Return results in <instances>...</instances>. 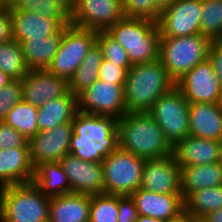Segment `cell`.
<instances>
[{"label": "cell", "mask_w": 222, "mask_h": 222, "mask_svg": "<svg viewBox=\"0 0 222 222\" xmlns=\"http://www.w3.org/2000/svg\"><path fill=\"white\" fill-rule=\"evenodd\" d=\"M119 148L144 160L158 159L173 153L160 126L147 112H128L118 119Z\"/></svg>", "instance_id": "6da1fadb"}, {"label": "cell", "mask_w": 222, "mask_h": 222, "mask_svg": "<svg viewBox=\"0 0 222 222\" xmlns=\"http://www.w3.org/2000/svg\"><path fill=\"white\" fill-rule=\"evenodd\" d=\"M173 86L175 82L168 76L159 58L132 65L124 84L126 112H147Z\"/></svg>", "instance_id": "7a4b0ae2"}, {"label": "cell", "mask_w": 222, "mask_h": 222, "mask_svg": "<svg viewBox=\"0 0 222 222\" xmlns=\"http://www.w3.org/2000/svg\"><path fill=\"white\" fill-rule=\"evenodd\" d=\"M106 32L125 49L131 65L159 58L160 32L152 20L123 17Z\"/></svg>", "instance_id": "3957f363"}, {"label": "cell", "mask_w": 222, "mask_h": 222, "mask_svg": "<svg viewBox=\"0 0 222 222\" xmlns=\"http://www.w3.org/2000/svg\"><path fill=\"white\" fill-rule=\"evenodd\" d=\"M50 200L33 182L0 188V222H49Z\"/></svg>", "instance_id": "277c9868"}, {"label": "cell", "mask_w": 222, "mask_h": 222, "mask_svg": "<svg viewBox=\"0 0 222 222\" xmlns=\"http://www.w3.org/2000/svg\"><path fill=\"white\" fill-rule=\"evenodd\" d=\"M210 42L207 36L201 34L160 38L159 59L168 76L177 82L197 64L205 61L208 58Z\"/></svg>", "instance_id": "5b68a950"}, {"label": "cell", "mask_w": 222, "mask_h": 222, "mask_svg": "<svg viewBox=\"0 0 222 222\" xmlns=\"http://www.w3.org/2000/svg\"><path fill=\"white\" fill-rule=\"evenodd\" d=\"M145 160L131 152L117 148L102 162L104 193L132 195L142 182Z\"/></svg>", "instance_id": "8992f818"}, {"label": "cell", "mask_w": 222, "mask_h": 222, "mask_svg": "<svg viewBox=\"0 0 222 222\" xmlns=\"http://www.w3.org/2000/svg\"><path fill=\"white\" fill-rule=\"evenodd\" d=\"M147 113L172 146L189 135V102L176 86L160 96Z\"/></svg>", "instance_id": "52a82bcc"}, {"label": "cell", "mask_w": 222, "mask_h": 222, "mask_svg": "<svg viewBox=\"0 0 222 222\" xmlns=\"http://www.w3.org/2000/svg\"><path fill=\"white\" fill-rule=\"evenodd\" d=\"M97 35V31L67 24L57 53L47 70L69 81L97 42Z\"/></svg>", "instance_id": "ba28073f"}, {"label": "cell", "mask_w": 222, "mask_h": 222, "mask_svg": "<svg viewBox=\"0 0 222 222\" xmlns=\"http://www.w3.org/2000/svg\"><path fill=\"white\" fill-rule=\"evenodd\" d=\"M78 111L87 114L113 116L117 120L127 114L124 84L98 79L77 96Z\"/></svg>", "instance_id": "9c48e42d"}, {"label": "cell", "mask_w": 222, "mask_h": 222, "mask_svg": "<svg viewBox=\"0 0 222 222\" xmlns=\"http://www.w3.org/2000/svg\"><path fill=\"white\" fill-rule=\"evenodd\" d=\"M203 0H178L163 9L156 22L160 38L200 34Z\"/></svg>", "instance_id": "30bf717a"}, {"label": "cell", "mask_w": 222, "mask_h": 222, "mask_svg": "<svg viewBox=\"0 0 222 222\" xmlns=\"http://www.w3.org/2000/svg\"><path fill=\"white\" fill-rule=\"evenodd\" d=\"M124 17L122 0H76L70 24L94 31H107Z\"/></svg>", "instance_id": "8fae6325"}, {"label": "cell", "mask_w": 222, "mask_h": 222, "mask_svg": "<svg viewBox=\"0 0 222 222\" xmlns=\"http://www.w3.org/2000/svg\"><path fill=\"white\" fill-rule=\"evenodd\" d=\"M175 86L190 103H218L222 85L208 58L183 75Z\"/></svg>", "instance_id": "7c38bea8"}, {"label": "cell", "mask_w": 222, "mask_h": 222, "mask_svg": "<svg viewBox=\"0 0 222 222\" xmlns=\"http://www.w3.org/2000/svg\"><path fill=\"white\" fill-rule=\"evenodd\" d=\"M72 134V122H67L50 130L39 131L32 137L28 143L34 168L42 163L60 162L69 154Z\"/></svg>", "instance_id": "4fadbf2b"}, {"label": "cell", "mask_w": 222, "mask_h": 222, "mask_svg": "<svg viewBox=\"0 0 222 222\" xmlns=\"http://www.w3.org/2000/svg\"><path fill=\"white\" fill-rule=\"evenodd\" d=\"M118 120L113 116L77 112L72 120L71 141L96 140L111 153L119 147Z\"/></svg>", "instance_id": "5bb4252c"}, {"label": "cell", "mask_w": 222, "mask_h": 222, "mask_svg": "<svg viewBox=\"0 0 222 222\" xmlns=\"http://www.w3.org/2000/svg\"><path fill=\"white\" fill-rule=\"evenodd\" d=\"M140 188L160 194H182L180 167L174 155L145 160Z\"/></svg>", "instance_id": "9a60e30c"}, {"label": "cell", "mask_w": 222, "mask_h": 222, "mask_svg": "<svg viewBox=\"0 0 222 222\" xmlns=\"http://www.w3.org/2000/svg\"><path fill=\"white\" fill-rule=\"evenodd\" d=\"M21 83L23 101L37 108L69 92L68 80L51 74L47 69L29 70Z\"/></svg>", "instance_id": "2e32d148"}, {"label": "cell", "mask_w": 222, "mask_h": 222, "mask_svg": "<svg viewBox=\"0 0 222 222\" xmlns=\"http://www.w3.org/2000/svg\"><path fill=\"white\" fill-rule=\"evenodd\" d=\"M60 164L65 171L71 193L102 194L104 193L102 163L83 161L72 154L65 155Z\"/></svg>", "instance_id": "e0dca14e"}, {"label": "cell", "mask_w": 222, "mask_h": 222, "mask_svg": "<svg viewBox=\"0 0 222 222\" xmlns=\"http://www.w3.org/2000/svg\"><path fill=\"white\" fill-rule=\"evenodd\" d=\"M9 10L13 40L19 44L28 40L43 39L57 33L64 25L70 24L68 18H50L20 9Z\"/></svg>", "instance_id": "ac0fdd59"}, {"label": "cell", "mask_w": 222, "mask_h": 222, "mask_svg": "<svg viewBox=\"0 0 222 222\" xmlns=\"http://www.w3.org/2000/svg\"><path fill=\"white\" fill-rule=\"evenodd\" d=\"M131 196L139 215L171 221L184 213L182 194H160L139 188Z\"/></svg>", "instance_id": "d6986e66"}, {"label": "cell", "mask_w": 222, "mask_h": 222, "mask_svg": "<svg viewBox=\"0 0 222 222\" xmlns=\"http://www.w3.org/2000/svg\"><path fill=\"white\" fill-rule=\"evenodd\" d=\"M34 175L29 147L0 150V188L33 182Z\"/></svg>", "instance_id": "ffe728a7"}, {"label": "cell", "mask_w": 222, "mask_h": 222, "mask_svg": "<svg viewBox=\"0 0 222 222\" xmlns=\"http://www.w3.org/2000/svg\"><path fill=\"white\" fill-rule=\"evenodd\" d=\"M189 135L222 141V109L218 103L189 104Z\"/></svg>", "instance_id": "44dd1931"}, {"label": "cell", "mask_w": 222, "mask_h": 222, "mask_svg": "<svg viewBox=\"0 0 222 222\" xmlns=\"http://www.w3.org/2000/svg\"><path fill=\"white\" fill-rule=\"evenodd\" d=\"M221 141L188 135L173 146V155L180 168L218 162Z\"/></svg>", "instance_id": "7402d4cb"}, {"label": "cell", "mask_w": 222, "mask_h": 222, "mask_svg": "<svg viewBox=\"0 0 222 222\" xmlns=\"http://www.w3.org/2000/svg\"><path fill=\"white\" fill-rule=\"evenodd\" d=\"M91 195L70 193L51 197L49 222H89Z\"/></svg>", "instance_id": "603a6c76"}, {"label": "cell", "mask_w": 222, "mask_h": 222, "mask_svg": "<svg viewBox=\"0 0 222 222\" xmlns=\"http://www.w3.org/2000/svg\"><path fill=\"white\" fill-rule=\"evenodd\" d=\"M77 112V96L69 91L66 95L47 101L38 108V129L39 131L50 130L58 125L72 122Z\"/></svg>", "instance_id": "cb8c5ba5"}, {"label": "cell", "mask_w": 222, "mask_h": 222, "mask_svg": "<svg viewBox=\"0 0 222 222\" xmlns=\"http://www.w3.org/2000/svg\"><path fill=\"white\" fill-rule=\"evenodd\" d=\"M65 30L66 25L57 33L48 35L43 39H33L20 43L29 70H42L49 67L57 53Z\"/></svg>", "instance_id": "d4e9b609"}, {"label": "cell", "mask_w": 222, "mask_h": 222, "mask_svg": "<svg viewBox=\"0 0 222 222\" xmlns=\"http://www.w3.org/2000/svg\"><path fill=\"white\" fill-rule=\"evenodd\" d=\"M181 193L185 200L193 191L222 185V167L218 162L180 168Z\"/></svg>", "instance_id": "484cf974"}, {"label": "cell", "mask_w": 222, "mask_h": 222, "mask_svg": "<svg viewBox=\"0 0 222 222\" xmlns=\"http://www.w3.org/2000/svg\"><path fill=\"white\" fill-rule=\"evenodd\" d=\"M33 183L50 198L71 193V186L60 162L38 165L35 168Z\"/></svg>", "instance_id": "4316f807"}, {"label": "cell", "mask_w": 222, "mask_h": 222, "mask_svg": "<svg viewBox=\"0 0 222 222\" xmlns=\"http://www.w3.org/2000/svg\"><path fill=\"white\" fill-rule=\"evenodd\" d=\"M103 60V52L96 42L85 56L79 68L69 79V91L78 96L99 79V71Z\"/></svg>", "instance_id": "83f0119b"}, {"label": "cell", "mask_w": 222, "mask_h": 222, "mask_svg": "<svg viewBox=\"0 0 222 222\" xmlns=\"http://www.w3.org/2000/svg\"><path fill=\"white\" fill-rule=\"evenodd\" d=\"M222 207V185L193 191L184 200V212L198 221Z\"/></svg>", "instance_id": "f1b7e54d"}, {"label": "cell", "mask_w": 222, "mask_h": 222, "mask_svg": "<svg viewBox=\"0 0 222 222\" xmlns=\"http://www.w3.org/2000/svg\"><path fill=\"white\" fill-rule=\"evenodd\" d=\"M37 115L38 108L22 100L8 112L3 122L30 140L39 132Z\"/></svg>", "instance_id": "f546056e"}, {"label": "cell", "mask_w": 222, "mask_h": 222, "mask_svg": "<svg viewBox=\"0 0 222 222\" xmlns=\"http://www.w3.org/2000/svg\"><path fill=\"white\" fill-rule=\"evenodd\" d=\"M0 70L12 80H22L28 74L29 68L17 41L0 43Z\"/></svg>", "instance_id": "4dcf8cb0"}, {"label": "cell", "mask_w": 222, "mask_h": 222, "mask_svg": "<svg viewBox=\"0 0 222 222\" xmlns=\"http://www.w3.org/2000/svg\"><path fill=\"white\" fill-rule=\"evenodd\" d=\"M200 34L210 40L222 39V0H203Z\"/></svg>", "instance_id": "1f68e13d"}, {"label": "cell", "mask_w": 222, "mask_h": 222, "mask_svg": "<svg viewBox=\"0 0 222 222\" xmlns=\"http://www.w3.org/2000/svg\"><path fill=\"white\" fill-rule=\"evenodd\" d=\"M10 9H20L50 18L71 19V9L61 0H18Z\"/></svg>", "instance_id": "d6a6232c"}, {"label": "cell", "mask_w": 222, "mask_h": 222, "mask_svg": "<svg viewBox=\"0 0 222 222\" xmlns=\"http://www.w3.org/2000/svg\"><path fill=\"white\" fill-rule=\"evenodd\" d=\"M118 195L94 194L91 195L89 222H117Z\"/></svg>", "instance_id": "836d02e7"}, {"label": "cell", "mask_w": 222, "mask_h": 222, "mask_svg": "<svg viewBox=\"0 0 222 222\" xmlns=\"http://www.w3.org/2000/svg\"><path fill=\"white\" fill-rule=\"evenodd\" d=\"M97 43L102 49L103 59L110 63H114L119 67H123L127 71L132 67L125 49L122 48L106 31L98 32Z\"/></svg>", "instance_id": "e575fe53"}, {"label": "cell", "mask_w": 222, "mask_h": 222, "mask_svg": "<svg viewBox=\"0 0 222 222\" xmlns=\"http://www.w3.org/2000/svg\"><path fill=\"white\" fill-rule=\"evenodd\" d=\"M69 154L80 158L83 161L102 163L110 152L96 140L70 141Z\"/></svg>", "instance_id": "d590c367"}, {"label": "cell", "mask_w": 222, "mask_h": 222, "mask_svg": "<svg viewBox=\"0 0 222 222\" xmlns=\"http://www.w3.org/2000/svg\"><path fill=\"white\" fill-rule=\"evenodd\" d=\"M124 17L143 18L157 22L161 10L155 0H122Z\"/></svg>", "instance_id": "8d00e7d4"}, {"label": "cell", "mask_w": 222, "mask_h": 222, "mask_svg": "<svg viewBox=\"0 0 222 222\" xmlns=\"http://www.w3.org/2000/svg\"><path fill=\"white\" fill-rule=\"evenodd\" d=\"M23 100L21 80H11L0 88V121L11 109Z\"/></svg>", "instance_id": "74e56055"}, {"label": "cell", "mask_w": 222, "mask_h": 222, "mask_svg": "<svg viewBox=\"0 0 222 222\" xmlns=\"http://www.w3.org/2000/svg\"><path fill=\"white\" fill-rule=\"evenodd\" d=\"M29 140L20 132L0 121V150L7 148L29 147Z\"/></svg>", "instance_id": "f35d334b"}, {"label": "cell", "mask_w": 222, "mask_h": 222, "mask_svg": "<svg viewBox=\"0 0 222 222\" xmlns=\"http://www.w3.org/2000/svg\"><path fill=\"white\" fill-rule=\"evenodd\" d=\"M127 77V70L123 67H119L114 63H110L105 59L102 60L99 79L108 81L114 84H125Z\"/></svg>", "instance_id": "ab89813d"}, {"label": "cell", "mask_w": 222, "mask_h": 222, "mask_svg": "<svg viewBox=\"0 0 222 222\" xmlns=\"http://www.w3.org/2000/svg\"><path fill=\"white\" fill-rule=\"evenodd\" d=\"M139 213L135 200L131 195H118V221L117 222H136Z\"/></svg>", "instance_id": "60d3db41"}, {"label": "cell", "mask_w": 222, "mask_h": 222, "mask_svg": "<svg viewBox=\"0 0 222 222\" xmlns=\"http://www.w3.org/2000/svg\"><path fill=\"white\" fill-rule=\"evenodd\" d=\"M208 60L211 62L216 77L222 85V40H211L208 49Z\"/></svg>", "instance_id": "b9f144b4"}, {"label": "cell", "mask_w": 222, "mask_h": 222, "mask_svg": "<svg viewBox=\"0 0 222 222\" xmlns=\"http://www.w3.org/2000/svg\"><path fill=\"white\" fill-rule=\"evenodd\" d=\"M13 39L11 13L9 8L0 10V43Z\"/></svg>", "instance_id": "7bdbcfd3"}, {"label": "cell", "mask_w": 222, "mask_h": 222, "mask_svg": "<svg viewBox=\"0 0 222 222\" xmlns=\"http://www.w3.org/2000/svg\"><path fill=\"white\" fill-rule=\"evenodd\" d=\"M200 222H222V207L208 214Z\"/></svg>", "instance_id": "ee69618b"}, {"label": "cell", "mask_w": 222, "mask_h": 222, "mask_svg": "<svg viewBox=\"0 0 222 222\" xmlns=\"http://www.w3.org/2000/svg\"><path fill=\"white\" fill-rule=\"evenodd\" d=\"M167 222H200V221L196 220L195 218L191 217L190 215L184 212L178 218Z\"/></svg>", "instance_id": "f6af8a7d"}, {"label": "cell", "mask_w": 222, "mask_h": 222, "mask_svg": "<svg viewBox=\"0 0 222 222\" xmlns=\"http://www.w3.org/2000/svg\"><path fill=\"white\" fill-rule=\"evenodd\" d=\"M157 7L162 11L163 9L173 5L178 0H155Z\"/></svg>", "instance_id": "bcb514c9"}, {"label": "cell", "mask_w": 222, "mask_h": 222, "mask_svg": "<svg viewBox=\"0 0 222 222\" xmlns=\"http://www.w3.org/2000/svg\"><path fill=\"white\" fill-rule=\"evenodd\" d=\"M136 222H167V221L151 218L149 216L139 215Z\"/></svg>", "instance_id": "7dc6e473"}, {"label": "cell", "mask_w": 222, "mask_h": 222, "mask_svg": "<svg viewBox=\"0 0 222 222\" xmlns=\"http://www.w3.org/2000/svg\"><path fill=\"white\" fill-rule=\"evenodd\" d=\"M12 79H10L6 74H4L1 70H0V88H2L3 86H5L7 83H9Z\"/></svg>", "instance_id": "c3c4849f"}, {"label": "cell", "mask_w": 222, "mask_h": 222, "mask_svg": "<svg viewBox=\"0 0 222 222\" xmlns=\"http://www.w3.org/2000/svg\"><path fill=\"white\" fill-rule=\"evenodd\" d=\"M64 2L70 9H72L75 5L76 0H61Z\"/></svg>", "instance_id": "681fc988"}, {"label": "cell", "mask_w": 222, "mask_h": 222, "mask_svg": "<svg viewBox=\"0 0 222 222\" xmlns=\"http://www.w3.org/2000/svg\"><path fill=\"white\" fill-rule=\"evenodd\" d=\"M218 154H219L218 163H219V165L222 167V141H221L220 144H219Z\"/></svg>", "instance_id": "f907efd6"}, {"label": "cell", "mask_w": 222, "mask_h": 222, "mask_svg": "<svg viewBox=\"0 0 222 222\" xmlns=\"http://www.w3.org/2000/svg\"><path fill=\"white\" fill-rule=\"evenodd\" d=\"M6 1V8H11L18 0H5Z\"/></svg>", "instance_id": "816d5d0a"}, {"label": "cell", "mask_w": 222, "mask_h": 222, "mask_svg": "<svg viewBox=\"0 0 222 222\" xmlns=\"http://www.w3.org/2000/svg\"><path fill=\"white\" fill-rule=\"evenodd\" d=\"M6 8V1L5 0H0V10Z\"/></svg>", "instance_id": "f5cc1de1"}, {"label": "cell", "mask_w": 222, "mask_h": 222, "mask_svg": "<svg viewBox=\"0 0 222 222\" xmlns=\"http://www.w3.org/2000/svg\"><path fill=\"white\" fill-rule=\"evenodd\" d=\"M218 105H219L220 108L222 109V88H221V93H220V98H219Z\"/></svg>", "instance_id": "db71d44e"}]
</instances>
